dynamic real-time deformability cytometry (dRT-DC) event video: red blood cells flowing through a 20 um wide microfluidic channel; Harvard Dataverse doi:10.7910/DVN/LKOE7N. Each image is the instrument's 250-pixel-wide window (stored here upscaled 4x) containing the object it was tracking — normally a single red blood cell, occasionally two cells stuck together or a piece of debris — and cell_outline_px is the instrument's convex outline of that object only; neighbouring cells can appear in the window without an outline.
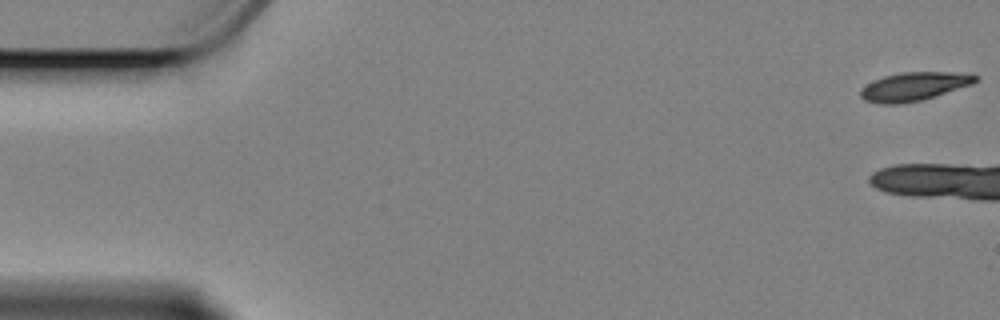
{"species": "Egyptian fruit bat (a non-hibernating species)", "species_latin": "Rousettus aegyptiacus", "temperature_condition": "cold", "stored_images_in_passage": 5, "camera_frame_rate_fps": 3000, "um_per_image_px": 0.085, "animal": {"sex": "female"}, "frame": {"image": 1, "passage_image": 1, "time_ms": 0.0, "image_size_px": [1000, 320], "cell_outline_px": [[980, 80], [972, 84], [920, 100], [900, 104], [880, 104], [864, 100], [860, 96], [860, 88], [884, 76], [900, 72], [952, 72], [980, 76]], "centroid_in_image_um": [77.67, 7.35], "position_along_channel_um": 7.3, "area_um2": 18.9}}